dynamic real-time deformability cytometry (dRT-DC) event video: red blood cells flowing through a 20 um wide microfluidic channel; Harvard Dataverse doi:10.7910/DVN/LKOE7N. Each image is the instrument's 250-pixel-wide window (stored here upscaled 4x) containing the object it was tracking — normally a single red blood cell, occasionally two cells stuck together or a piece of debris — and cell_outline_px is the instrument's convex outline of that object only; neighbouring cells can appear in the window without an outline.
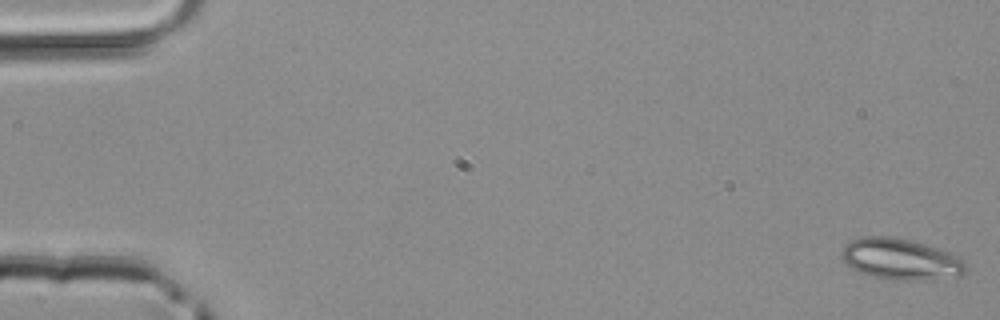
{"species": "common noctule bat (a hibernating species)", "species_latin": "Nyctalus noctula", "temperature_condition": "room temperature", "stored_images_in_passage": 49, "segment_of_instrument_passage": [1, 2], "camera_frame_rate_fps": 3000, "um_per_image_px": 0.085, "animal": {"sex": "male", "body_mass_g": 20.4}, "frame": {"image": 1, "passage_image": 1, "time_ms": 0.0, "image_size_px": [1000, 320], "cell_outline_px": [[968, 268], [960, 276], [920, 280], [884, 280], [860, 272], [852, 268], [840, 256], [840, 252], [844, 244], [852, 240], [864, 236], [888, 236], [908, 240], [924, 244], [960, 256], [968, 264]], "centroid_in_image_um": [76.56, 22.04], "position_along_channel_um": 8.4, "area_um2": 29.94}}
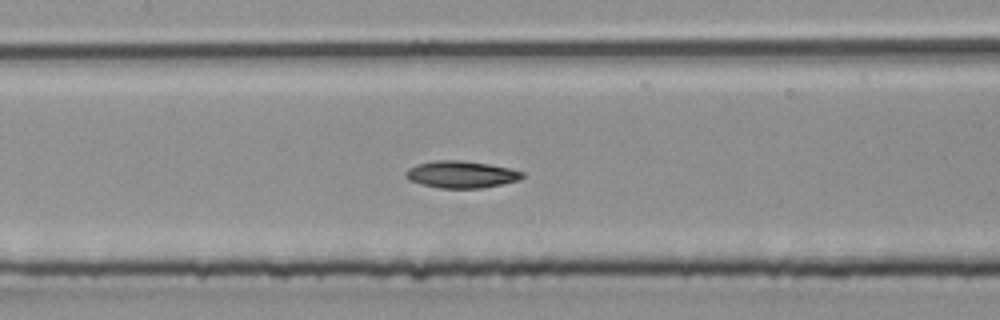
{"frame": {"image": 2, "passage_image": 23, "time_ms": 7.333, "image_size_px": [1000, 320], "cell_outline_px": [[524, 176], [520, 180], [480, 188], [440, 188], [420, 184], [408, 180], [404, 176], [404, 172], [408, 168], [416, 164], [436, 160], [460, 160], [488, 164], [508, 168], [524, 172]], "centroid_in_image_um": [39.15, 14.82], "position_along_channel_um": 168.2, "area_um2": 18.38}}
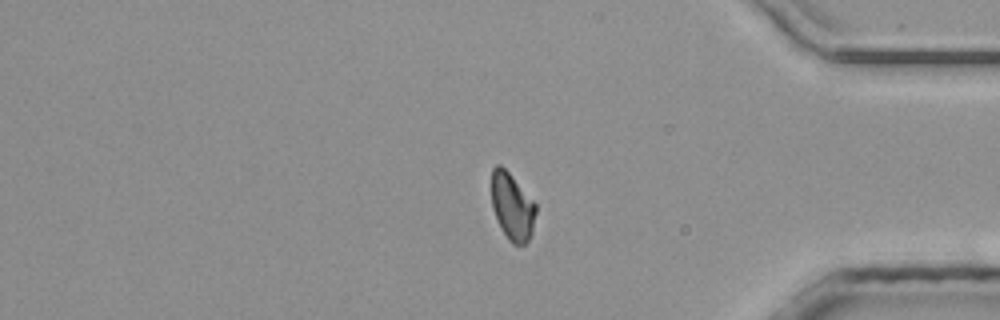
{"frame": {"image": 3, "passage_image": 40, "time_ms": 13.0, "image_size_px": [1000, 320], "cell_outline_px": [[536, 212], [532, 232], [528, 240], [524, 244], [512, 244], [508, 240], [500, 228], [496, 220], [492, 208], [492, 168], [496, 164], [500, 164], [512, 176], [536, 204]], "centroid_in_image_um": [43.52, 17.57], "position_along_channel_um": 391.7, "area_um2": 17.34}}